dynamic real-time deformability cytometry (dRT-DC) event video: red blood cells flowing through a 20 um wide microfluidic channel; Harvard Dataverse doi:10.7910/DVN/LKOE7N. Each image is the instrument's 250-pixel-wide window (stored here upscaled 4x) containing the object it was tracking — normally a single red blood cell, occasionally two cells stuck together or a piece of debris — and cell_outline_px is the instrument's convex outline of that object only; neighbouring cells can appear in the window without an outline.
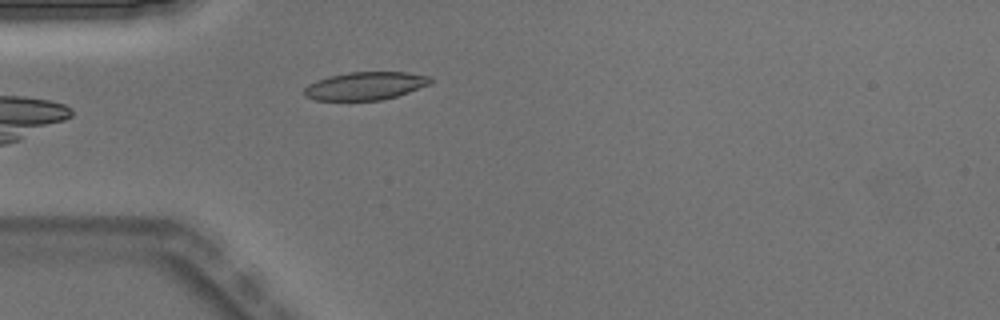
{"species": "Egyptian fruit bat (a non-hibernating species)", "species_latin": "Rousettus aegyptiacus", "temperature_condition": "warm", "stored_images_in_passage": 5, "camera_frame_rate_fps": 3000, "um_per_image_px": 0.085, "animal": {"sex": "male"}, "frame": {"image": 1, "passage_image": 5, "time_ms": 1.333, "image_size_px": [1000, 320], "cell_outline_px": [[432, 84], [396, 96], [380, 100], [316, 100], [304, 96], [304, 88], [308, 84], [316, 80], [328, 76], [348, 72], [408, 72], [432, 76]], "centroid_in_image_um": [31.07, 7.29], "position_along_channel_um": 53.9, "area_um2": 20.75}}